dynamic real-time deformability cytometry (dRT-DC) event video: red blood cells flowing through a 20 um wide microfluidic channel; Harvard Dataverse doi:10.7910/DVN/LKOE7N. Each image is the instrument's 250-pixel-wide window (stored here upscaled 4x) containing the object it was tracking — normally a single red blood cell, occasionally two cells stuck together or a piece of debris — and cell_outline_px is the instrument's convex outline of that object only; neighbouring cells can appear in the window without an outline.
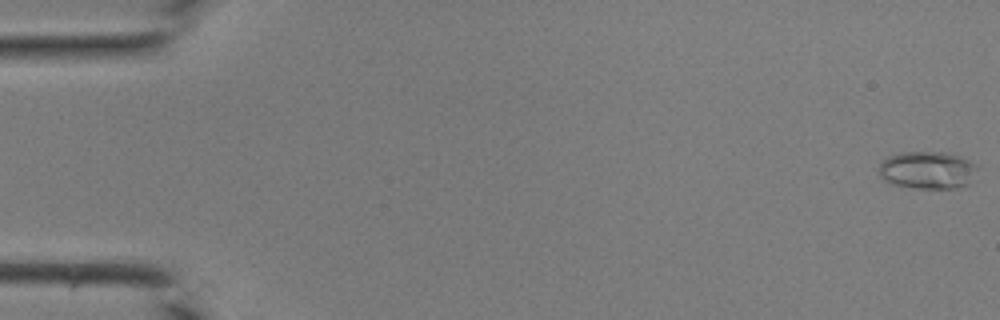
{"species": "common noctule bat (a hibernating species)", "species_latin": "Nyctalus noctula", "temperature_condition": "room temperature", "stored_images_in_passage": 45, "camera_frame_rate_fps": 3000, "um_per_image_px": 0.085, "animal": {"sex": "male", "body_mass_g": 19.0, "forearm_length_mm": 50.8}, "frame": {"image": 1, "passage_image": 1, "time_ms": 0.0, "image_size_px": [1000, 320], "cell_outline_px": [[976, 168], [968, 184], [956, 188], [912, 188], [892, 184], [884, 180], [880, 176], [880, 164], [888, 156], [900, 152], [948, 152], [960, 156], [976, 164]], "centroid_in_image_um": [78.81, 14.45], "position_along_channel_um": 6.2, "area_um2": 21.44}}
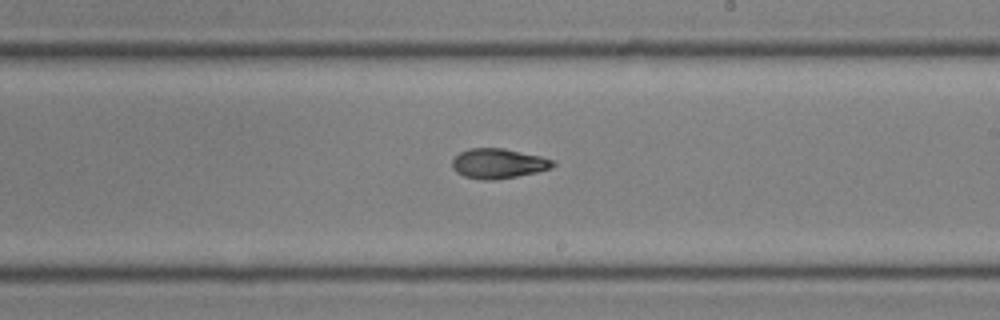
{"frame": {"image": 2, "passage_image": 27, "time_ms": 8.667, "image_size_px": [1000, 320], "cell_outline_px": [[556, 164], [548, 168], [536, 172], [516, 176], [492, 180], [484, 180], [464, 176], [456, 172], [452, 168], [452, 160], [460, 152], [468, 148], [504, 148], [540, 156], [552, 160]], "centroid_in_image_um": [42.31, 13.89], "position_along_channel_um": 246.7, "area_um2": 17.34}}
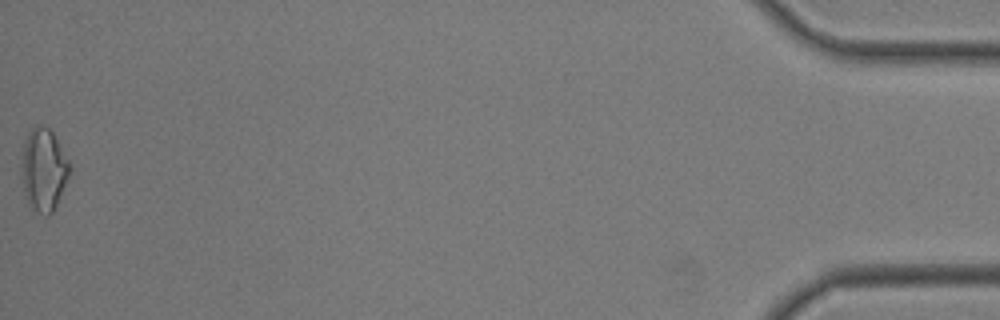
{"frame": {"image": 3, "passage_image": 45, "time_ms": 14.667, "image_size_px": [1000, 320], "cell_outline_px": [[72, 172], [52, 212], [48, 216], [44, 216], [32, 208], [28, 204], [24, 196], [20, 168], [24, 140], [28, 132], [32, 128], [40, 124], [48, 128], [52, 132], [68, 160], [72, 168]], "centroid_in_image_um": [3.69, 14.44], "position_along_channel_um": 431.5, "area_um2": 23.47}}